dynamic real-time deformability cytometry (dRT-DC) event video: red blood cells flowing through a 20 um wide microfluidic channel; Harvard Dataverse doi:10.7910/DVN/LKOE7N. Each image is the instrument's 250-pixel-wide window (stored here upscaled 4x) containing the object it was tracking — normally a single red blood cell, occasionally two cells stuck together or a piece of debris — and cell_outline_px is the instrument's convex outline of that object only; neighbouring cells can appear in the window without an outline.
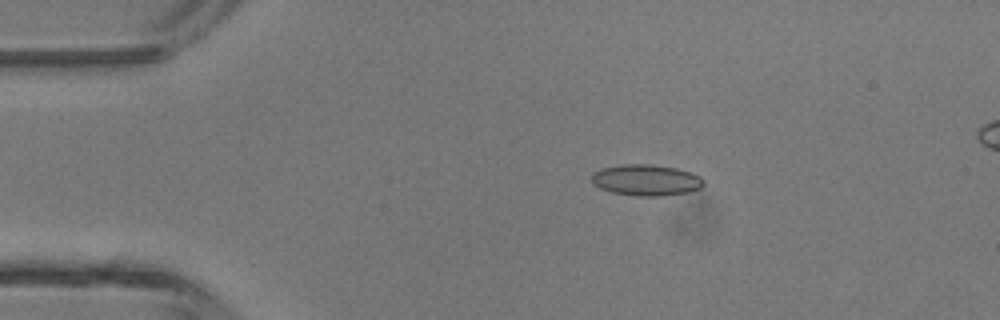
{"species": "common noctule bat (a hibernating species)", "species_latin": "Nyctalus noctula", "temperature_condition": "room temperature", "stored_images_in_passage": 5, "segment_of_instrument_passage": [1, 2], "camera_frame_rate_fps": 3000, "um_per_image_px": 0.085, "animal": {"sex": "male", "body_mass_g": 13.3}, "frame": {"image": 1, "passage_image": 3, "time_ms": 0.667, "image_size_px": [1000, 320], "cell_outline_px": [[704, 184], [700, 188], [688, 192], [660, 196], [640, 196], [612, 192], [600, 188], [592, 180], [592, 172], [600, 168], [620, 164], [652, 164], [676, 168], [692, 172], [700, 176], [704, 180]], "centroid_in_image_um": [54.93, 15.29], "position_along_channel_um": 30.1, "area_um2": 20.4}}